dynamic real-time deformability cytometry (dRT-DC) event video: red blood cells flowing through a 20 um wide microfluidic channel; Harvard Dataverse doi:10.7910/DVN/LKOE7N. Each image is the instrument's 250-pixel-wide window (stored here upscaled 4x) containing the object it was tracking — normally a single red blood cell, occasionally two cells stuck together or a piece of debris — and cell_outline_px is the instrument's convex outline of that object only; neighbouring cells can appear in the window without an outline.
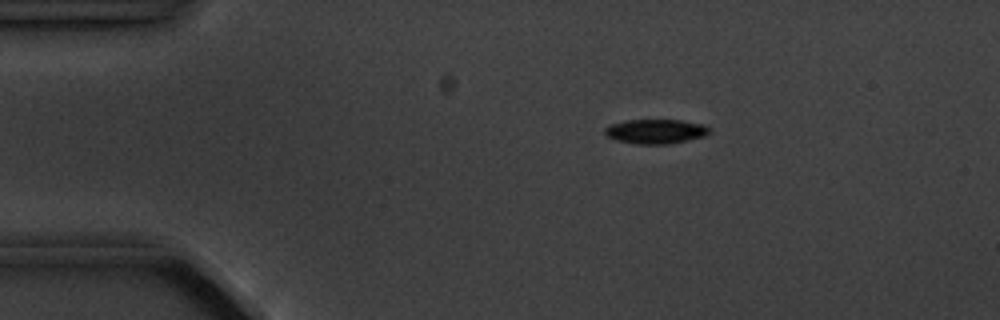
{"species": "common noctule bat (a hibernating species)", "species_latin": "Nyctalus noctula", "temperature_condition": "cold", "stored_images_in_passage": 4, "camera_frame_rate_fps": 3000, "um_per_image_px": 0.085, "animal": {"sex": "male", "body_mass_g": 20.1, "forearm_length_mm": 53.5}, "frame": {"image": 1, "passage_image": 2, "time_ms": 1.333, "image_size_px": [1000, 320], "cell_outline_px": [[712, 132], [704, 136], [688, 140], [668, 144], [636, 144], [616, 140], [608, 136], [604, 132], [604, 128], [612, 124], [624, 120], [680, 120], [704, 124]], "centroid_in_image_um": [55.74, 11.17], "position_along_channel_um": 29.3, "area_um2": 14.91}}